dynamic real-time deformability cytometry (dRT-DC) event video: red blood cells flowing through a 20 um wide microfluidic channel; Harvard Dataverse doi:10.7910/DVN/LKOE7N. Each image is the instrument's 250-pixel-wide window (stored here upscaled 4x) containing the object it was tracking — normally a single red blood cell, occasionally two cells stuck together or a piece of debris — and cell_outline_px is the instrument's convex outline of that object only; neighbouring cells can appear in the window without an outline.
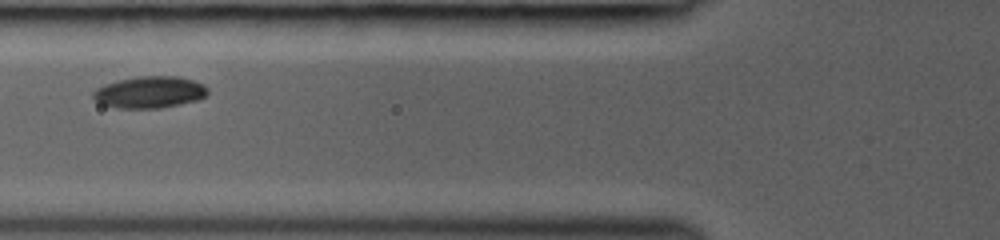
{"species": "common noctule bat (a hibernating species)", "species_latin": "Nyctalus noctula", "temperature_condition": "room temperature", "stored_images_in_passage": 15, "camera_frame_rate_fps": 3000, "um_per_image_px": 0.085, "animal": {"sex": "female", "body_mass_g": 19.0, "forearm_length_mm": 53.3}, "frame": {"image": 1, "passage_image": 6, "time_ms": 2.333, "image_size_px": [1000, 240], "cell_outline_px": [[208, 92], [204, 96], [196, 100], [180, 104], [160, 108], [116, 108], [100, 104], [92, 96], [92, 92], [96, 88], [104, 84], [116, 80], [140, 76], [176, 76], [192, 80], [204, 84], [208, 88]], "centroid_in_image_um": [12.68, 7.83], "position_along_channel_um": 113.1, "area_um2": 21.27}}
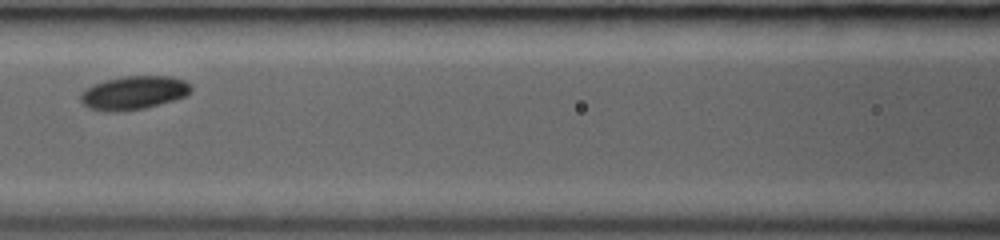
{"frame": {"image": 2, "passage_image": 8, "time_ms": 3.333, "image_size_px": [1000, 240], "cell_outline_px": [[192, 88], [184, 96], [172, 100], [144, 108], [116, 112], [104, 112], [88, 108], [80, 100], [80, 92], [92, 84], [104, 80], [124, 76], [172, 76], [184, 80], [192, 84]], "centroid_in_image_um": [11.32, 7.88], "position_along_channel_um": 155.3, "area_um2": 21.68}}
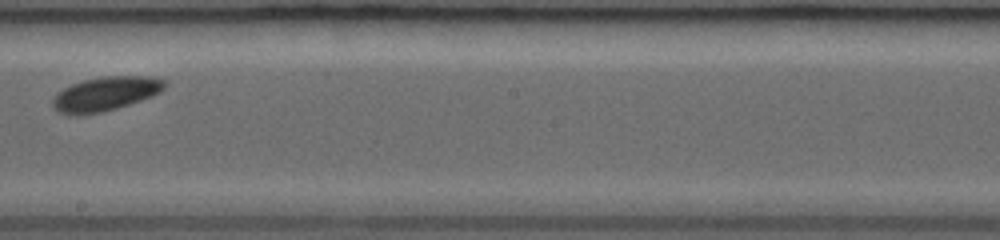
{"frame": {"image": 3, "passage_image": 11, "time_ms": 5.333, "image_size_px": [1000, 240], "cell_outline_px": [[168, 84], [160, 92], [152, 96], [116, 108], [100, 112], [80, 116], [68, 116], [52, 108], [52, 100], [56, 92], [72, 84], [84, 80], [100, 76], [148, 76], [168, 80]], "centroid_in_image_um": [8.94, 7.98], "position_along_channel_um": 239.3, "area_um2": 22.54}}